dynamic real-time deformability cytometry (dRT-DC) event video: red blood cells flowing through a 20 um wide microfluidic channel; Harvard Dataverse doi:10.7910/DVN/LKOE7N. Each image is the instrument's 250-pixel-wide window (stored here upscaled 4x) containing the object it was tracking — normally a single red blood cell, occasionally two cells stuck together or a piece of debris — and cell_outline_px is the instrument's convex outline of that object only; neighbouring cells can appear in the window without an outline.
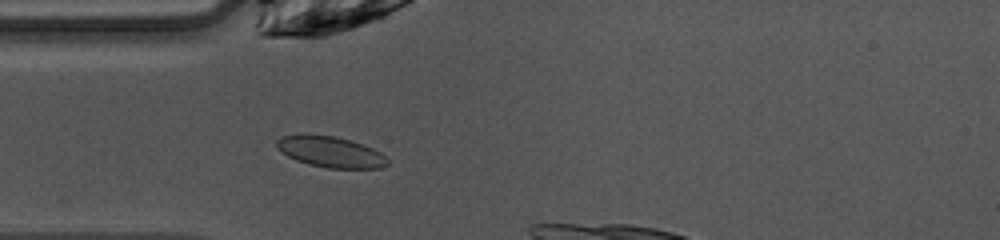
{"species": "common noctule bat (a hibernating species)", "species_latin": "Nyctalus noctula", "temperature_condition": "warm", "stored_images_in_passage": 13, "camera_frame_rate_fps": 3000, "um_per_image_px": 0.085, "animal": {"sex": "female", "body_mass_g": 10.0, "forearm_length_mm": 53.1}, "frame": {"image": 1, "passage_image": 1, "time_ms": 0.0, "image_size_px": [1000, 240], "cell_outline_px": [[388, 164], [380, 168], [328, 168], [308, 164], [296, 160], [288, 156], [276, 144], [276, 140], [280, 136], [304, 132], [336, 136], [372, 148], [380, 152], [388, 160]], "centroid_in_image_um": [28.05, 12.88], "position_along_channel_um": 56.9, "area_um2": 20.06}}
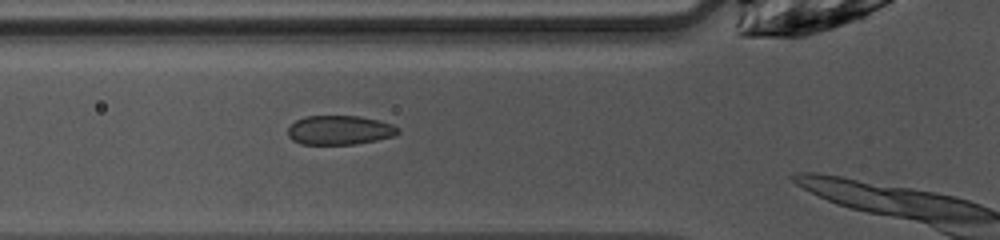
{"frame": {"image": 2, "passage_image": 4, "time_ms": 1.0, "image_size_px": [1000, 240], "cell_outline_px": [[400, 132], [396, 136], [356, 144], [300, 144], [292, 140], [288, 136], [288, 128], [296, 120], [304, 116], [360, 116], [380, 120], [392, 124], [400, 128]], "centroid_in_image_um": [28.9, 11.06], "position_along_channel_um": 96.9, "area_um2": 18.96}}